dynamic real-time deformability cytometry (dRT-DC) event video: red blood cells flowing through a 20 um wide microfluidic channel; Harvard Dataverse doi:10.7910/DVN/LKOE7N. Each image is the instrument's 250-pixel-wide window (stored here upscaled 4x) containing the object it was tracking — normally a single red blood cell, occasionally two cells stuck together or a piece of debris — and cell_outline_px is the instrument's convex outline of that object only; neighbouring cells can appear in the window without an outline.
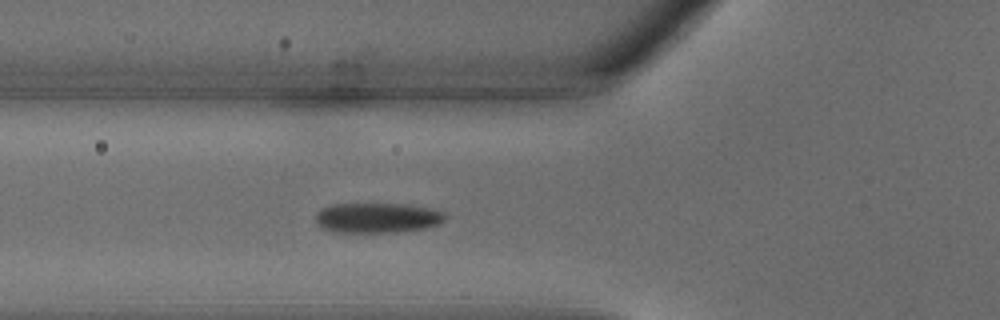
{"species": "common noctule bat (a hibernating species)", "species_latin": "Nyctalus noctula", "temperature_condition": "warm", "stored_images_in_passage": 31, "camera_frame_rate_fps": 3000, "um_per_image_px": 0.085, "animal": {"sex": "male", "body_mass_g": 18.8}, "frame": {"image": 1, "passage_image": 9, "time_ms": 2.667, "image_size_px": [1000, 320], "cell_outline_px": [[448, 216], [440, 224], [424, 228], [396, 232], [332, 232], [316, 224], [316, 212], [320, 208], [332, 204], [408, 204], [432, 208], [444, 212]], "centroid_in_image_um": [32.08, 18.51], "position_along_channel_um": 93.7, "area_um2": 22.95}}
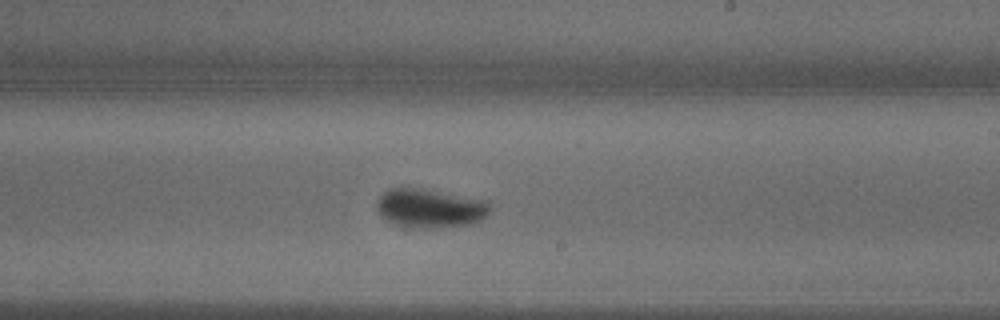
{"frame": {"image": 2, "passage_image": 17, "time_ms": 5.333, "image_size_px": [1000, 320], "cell_outline_px": [[492, 208], [480, 220], [468, 224], [432, 228], [404, 228], [392, 224], [384, 220], [380, 216], [376, 208], [376, 204], [380, 196], [388, 188], [420, 188], [492, 200]], "centroid_in_image_um": [36.54, 17.7], "position_along_channel_um": 252.5, "area_um2": 26.3}}
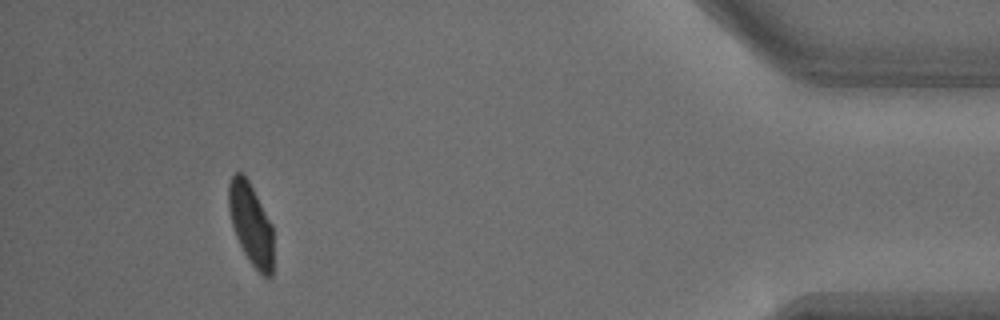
{"frame": {"image": 3, "passage_image": 28, "time_ms": 9.0, "image_size_px": [1000, 320], "cell_outline_px": [[272, 276], [264, 276], [248, 260], [236, 236], [232, 224], [228, 208], [228, 184], [232, 176], [236, 172], [244, 172], [272, 224]], "centroid_in_image_um": [21.31, 18.99], "position_along_channel_um": 413.9, "area_um2": 21.1}}